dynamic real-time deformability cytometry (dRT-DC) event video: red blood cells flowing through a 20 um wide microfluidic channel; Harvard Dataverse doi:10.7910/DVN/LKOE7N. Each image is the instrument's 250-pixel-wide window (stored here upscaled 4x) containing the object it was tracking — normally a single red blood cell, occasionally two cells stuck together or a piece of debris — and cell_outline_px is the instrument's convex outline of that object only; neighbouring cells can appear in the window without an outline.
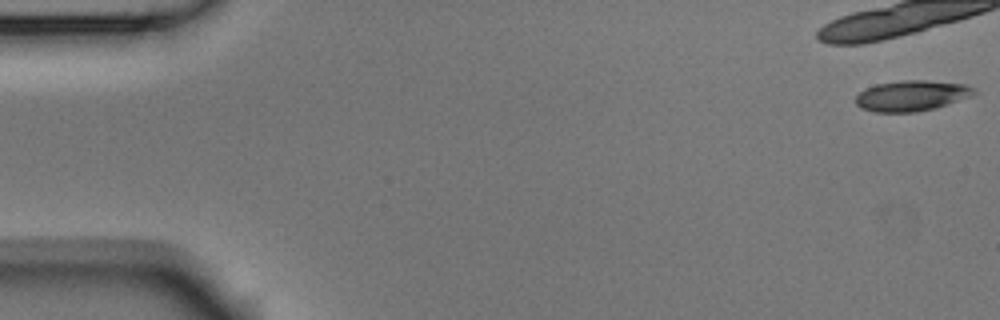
{"species": "Egyptian fruit bat (a non-hibernating species)", "species_latin": "Rousettus aegyptiacus", "temperature_condition": "room temperature", "stored_images_in_passage": 12, "camera_frame_rate_fps": 3000, "um_per_image_px": 0.085, "animal": {"sex": "male"}, "frame": {"image": 1, "passage_image": 1, "time_ms": 0.0, "image_size_px": [1000, 320], "cell_outline_px": [[976, 92], [968, 96], [948, 104], [936, 108], [916, 112], [876, 112], [860, 108], [856, 104], [856, 96], [860, 92], [876, 84], [904, 80], [928, 80], [968, 84], [976, 88]], "centroid_in_image_um": [77.5, 8.13], "position_along_channel_um": 7.5, "area_um2": 21.1}}